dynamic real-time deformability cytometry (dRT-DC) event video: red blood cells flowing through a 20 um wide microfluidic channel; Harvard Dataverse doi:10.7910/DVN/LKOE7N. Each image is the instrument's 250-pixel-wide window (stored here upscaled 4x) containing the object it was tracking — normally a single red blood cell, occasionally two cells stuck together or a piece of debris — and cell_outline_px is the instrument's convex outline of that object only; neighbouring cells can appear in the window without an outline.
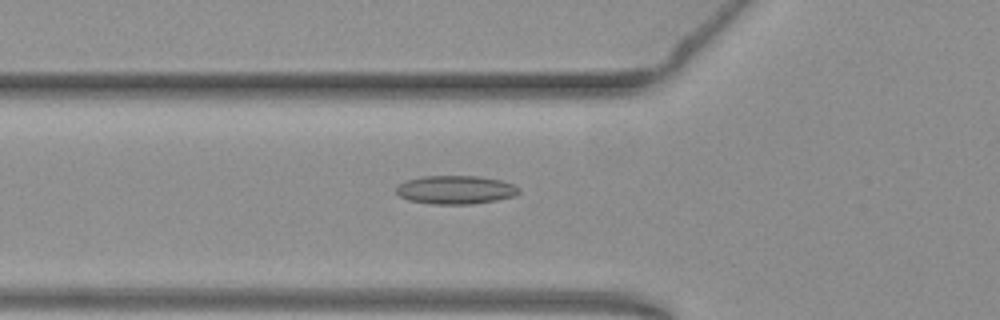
{"species": "common noctule bat (a hibernating species)", "species_latin": "Nyctalus noctula", "temperature_condition": "warm", "stored_images_in_passage": 51, "camera_frame_rate_fps": 3000, "um_per_image_px": 0.085, "animal": {"sex": "female", "body_mass_g": 19.3, "forearm_length_mm": 54.1}, "frame": {"image": 1, "passage_image": 16, "time_ms": 5.0, "image_size_px": [1000, 320], "cell_outline_px": [[520, 192], [512, 196], [496, 200], [472, 204], [432, 204], [408, 200], [400, 196], [396, 192], [396, 188], [400, 184], [408, 180], [424, 176], [480, 176], [500, 180], [512, 184], [520, 188]], "centroid_in_image_um": [38.73, 16.13], "position_along_channel_um": 87.1, "area_um2": 20.23}}
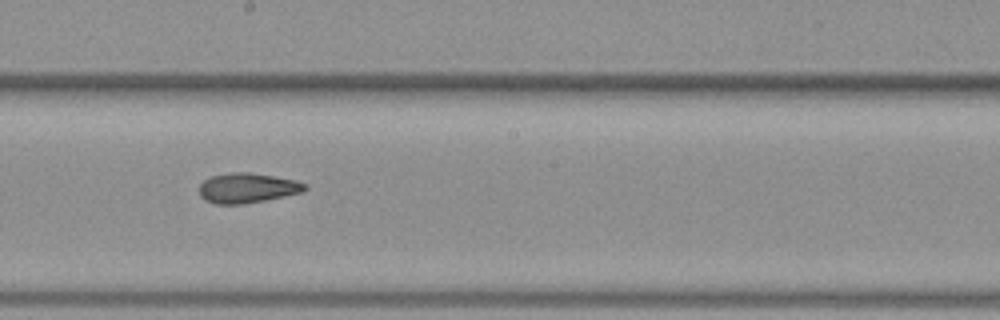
{"frame": {"image": 2, "passage_image": 27, "time_ms": 8.667, "image_size_px": [1000, 320], "cell_outline_px": [[308, 188], [300, 192], [284, 196], [244, 204], [216, 204], [204, 200], [200, 196], [200, 184], [204, 180], [212, 176], [236, 172], [248, 172], [296, 180], [308, 184]], "centroid_in_image_um": [21.02, 15.98], "position_along_channel_um": 227.2, "area_um2": 18.26}}
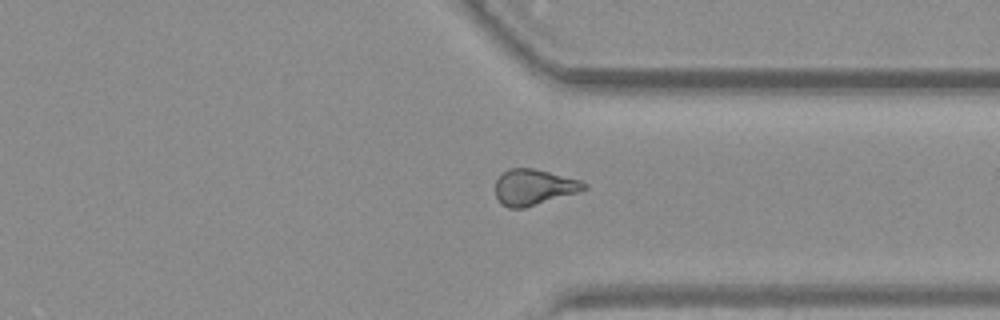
{"frame": {"image": 3, "passage_image": 38, "time_ms": 12.333, "image_size_px": [1000, 320], "cell_outline_px": [[588, 188], [580, 192], [524, 208], [508, 208], [500, 204], [496, 196], [496, 180], [508, 168], [532, 168], [580, 180], [588, 184]], "centroid_in_image_um": [45.38, 15.92], "position_along_channel_um": 366.0, "area_um2": 18.55}, "authors_computed_cell_mechanics": {"area_um2": 18.9584, "velocity_mm_per_s": 3.8107, "shape_relaxation_time_tau1_ms": null, "shape_relaxation_time_tau2_ms": 4.7881, "deformation_change_tau1": null, "deformation_change_tau2": 0.1391}}